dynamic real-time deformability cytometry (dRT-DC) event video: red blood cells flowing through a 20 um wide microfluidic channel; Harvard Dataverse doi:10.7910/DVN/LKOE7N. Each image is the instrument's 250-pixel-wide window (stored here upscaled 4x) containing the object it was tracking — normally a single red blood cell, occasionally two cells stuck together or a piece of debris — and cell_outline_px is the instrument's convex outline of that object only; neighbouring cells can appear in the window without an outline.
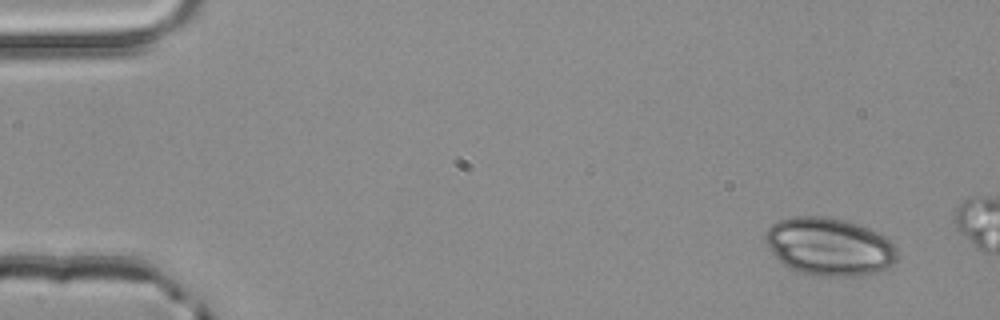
{"species": "common noctule bat (a hibernating species)", "species_latin": "Nyctalus noctula", "temperature_condition": "room temperature", "stored_images_in_passage": 14, "camera_frame_rate_fps": 3000, "um_per_image_px": 0.085, "animal": {"sex": "male", "body_mass_g": 20.4}, "frame": {"image": 1, "passage_image": 1, "time_ms": 0.0, "image_size_px": [1000, 320], "cell_outline_px": [[896, 260], [892, 264], [876, 272], [848, 276], [812, 276], [800, 272], [784, 264], [768, 248], [764, 240], [764, 232], [772, 224], [780, 220], [792, 216], [824, 216], [844, 220], [880, 232], [888, 236], [896, 248]], "centroid_in_image_um": [70.48, 20.95], "position_along_channel_um": 14.5, "area_um2": 44.51}}